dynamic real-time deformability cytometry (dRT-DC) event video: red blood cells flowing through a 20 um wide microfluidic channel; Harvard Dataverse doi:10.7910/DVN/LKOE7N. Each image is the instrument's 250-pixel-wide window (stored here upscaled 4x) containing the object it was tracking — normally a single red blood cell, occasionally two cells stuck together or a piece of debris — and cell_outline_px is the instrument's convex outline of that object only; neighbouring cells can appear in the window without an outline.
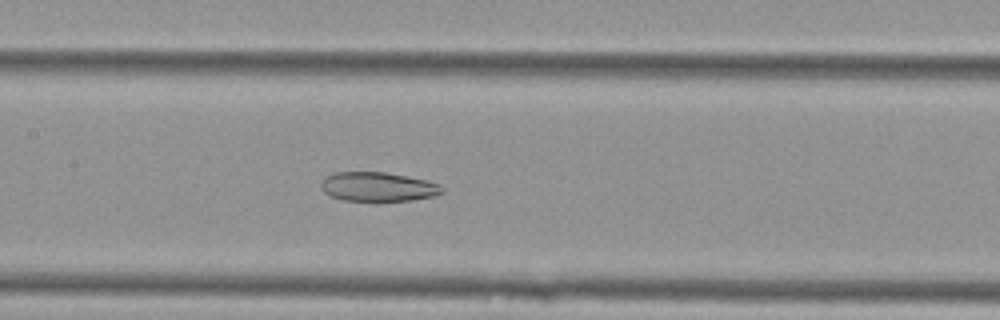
{"species": "Egyptian fruit bat (a non-hibernating species)", "species_latin": "Rousettus aegyptiacus", "temperature_condition": "cold", "stored_images_in_passage": 54, "camera_frame_rate_fps": 3000, "um_per_image_px": 0.085, "animal": {"sex": "female"}, "frame": {"image": 1, "passage_image": 26, "time_ms": 8.333, "image_size_px": [1000, 320], "cell_outline_px": [[444, 192], [436, 196], [412, 200], [376, 204], [344, 200], [328, 196], [320, 188], [320, 184], [324, 176], [336, 172], [384, 172], [424, 180], [436, 184], [444, 188]], "centroid_in_image_um": [32.07, 15.93], "position_along_channel_um": 175.3, "area_um2": 21.44}}
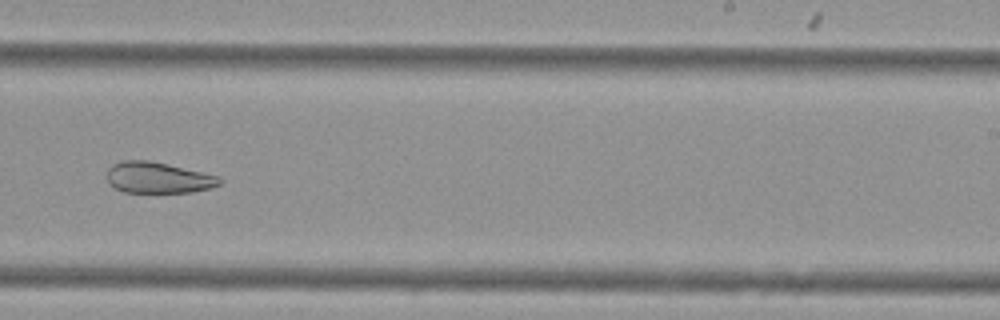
{"frame": {"image": 2, "passage_image": 34, "time_ms": 11.0, "image_size_px": [1000, 320], "cell_outline_px": [[224, 180], [220, 184], [212, 188], [192, 192], [124, 192], [108, 184], [108, 168], [112, 164], [124, 160], [148, 160], [168, 164], [220, 176]], "centroid_in_image_um": [13.47, 15.1], "position_along_channel_um": 275.5, "area_um2": 20.52}}
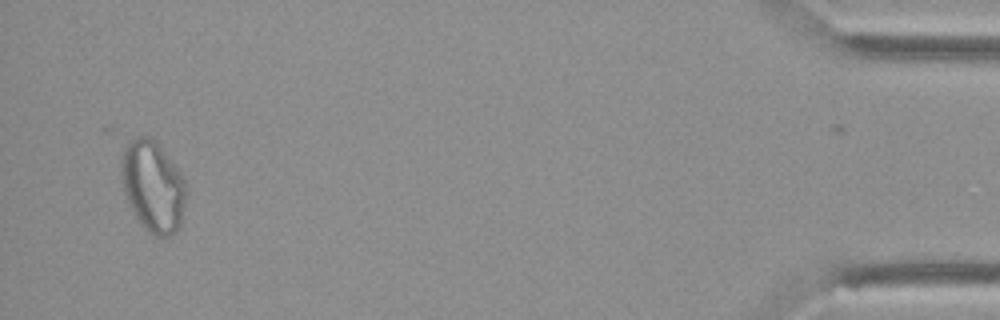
{"frame": {"image": 3, "passage_image": 52, "time_ms": 17.0, "image_size_px": [1000, 320], "cell_outline_px": [[188, 192], [180, 224], [176, 232], [168, 236], [152, 236], [140, 224], [132, 212], [124, 192], [120, 172], [120, 164], [124, 148], [132, 140], [140, 136], [148, 136], [160, 144], [184, 176], [188, 188]], "centroid_in_image_um": [13.02, 15.85], "position_along_channel_um": 422.2, "area_um2": 35.08}, "authors_computed_cell_mechanics": {"area_um2": 28.9578, "velocity_mm_per_s": 3.7786, "shape_relaxation_time_tau1_ms": null, "shape_relaxation_time_tau2_ms": 6.0464, "deformation_change_tau1": null, "deformation_change_tau2": 0.1442}}